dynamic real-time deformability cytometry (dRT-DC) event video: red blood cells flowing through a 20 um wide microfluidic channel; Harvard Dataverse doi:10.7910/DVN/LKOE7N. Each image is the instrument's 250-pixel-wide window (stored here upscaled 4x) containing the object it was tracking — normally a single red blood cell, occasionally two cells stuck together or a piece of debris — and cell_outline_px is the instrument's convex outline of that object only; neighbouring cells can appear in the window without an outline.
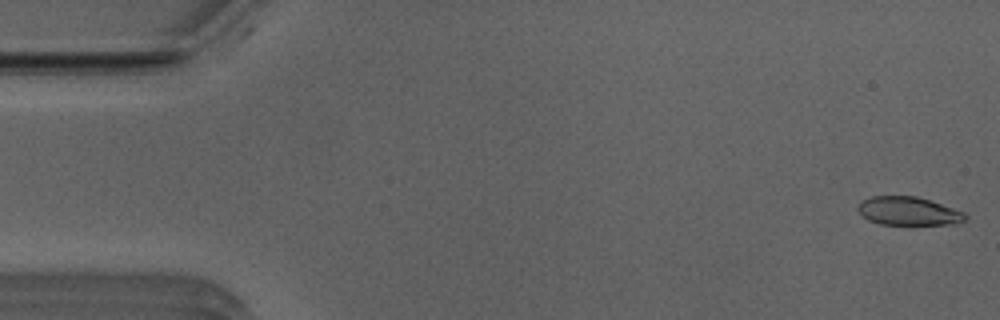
{"species": "Egyptian fruit bat (a non-hibernating species)", "species_latin": "Rousettus aegyptiacus", "temperature_condition": "room temperature", "stored_images_in_passage": 51, "camera_frame_rate_fps": 3000, "um_per_image_px": 0.085, "animal": {"sex": "male"}, "frame": {"image": 1, "passage_image": 1, "time_ms": 0.0, "image_size_px": [1000, 320], "cell_outline_px": [[968, 216], [964, 220], [952, 224], [880, 224], [868, 220], [856, 208], [860, 200], [872, 196], [916, 196], [964, 212]], "centroid_in_image_um": [77.16, 17.93], "position_along_channel_um": 7.8, "area_um2": 17.57}}
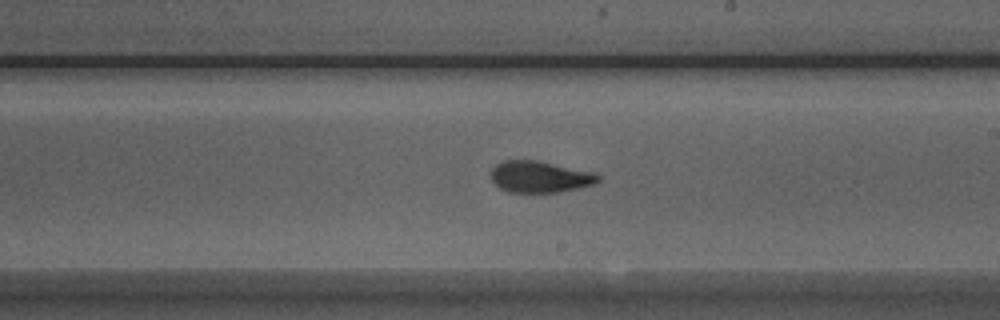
{"frame": {"image": 2, "passage_image": 29, "time_ms": 9.333, "image_size_px": [1000, 320], "cell_outline_px": [[600, 180], [592, 184], [580, 188], [560, 192], [508, 192], [500, 188], [488, 176], [492, 168], [496, 164], [504, 160], [536, 160], [592, 172], [600, 176]], "centroid_in_image_um": [45.84, 15.03], "position_along_channel_um": 243.2, "area_um2": 19.65}}
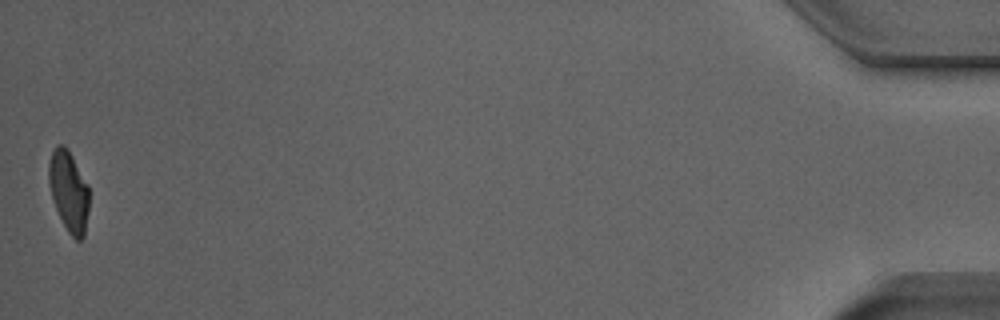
{"frame": {"image": 3, "passage_image": 51, "time_ms": 16.667, "image_size_px": [1000, 320], "cell_outline_px": [[88, 212], [84, 236], [80, 240], [76, 240], [68, 232], [56, 208], [52, 196], [48, 180], [48, 164], [52, 152], [56, 144], [64, 144], [72, 156], [88, 184]], "centroid_in_image_um": [5.84, 16.23], "position_along_channel_um": 429.4, "area_um2": 18.79}, "authors_computed_cell_mechanics": {"area_um2": 19.652, "velocity_mm_per_s": 3.9465, "shape_relaxation_time_tau1_ms": 5.502, "shape_relaxation_time_tau2_ms": 1.2161, "deformation_change_tau1": 0.1815, "deformation_change_tau2": 0.0763}}